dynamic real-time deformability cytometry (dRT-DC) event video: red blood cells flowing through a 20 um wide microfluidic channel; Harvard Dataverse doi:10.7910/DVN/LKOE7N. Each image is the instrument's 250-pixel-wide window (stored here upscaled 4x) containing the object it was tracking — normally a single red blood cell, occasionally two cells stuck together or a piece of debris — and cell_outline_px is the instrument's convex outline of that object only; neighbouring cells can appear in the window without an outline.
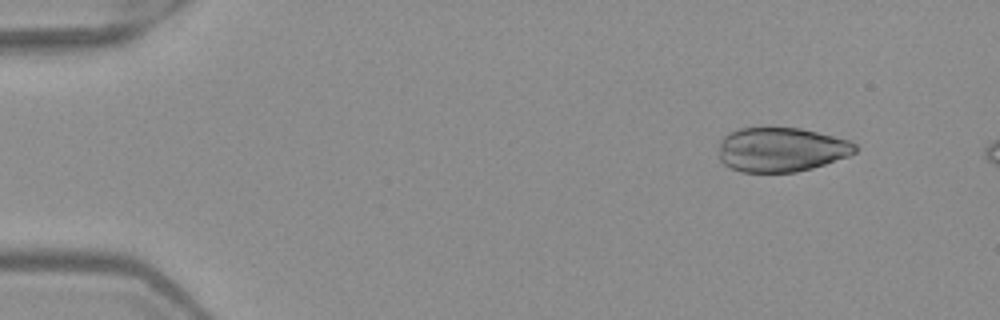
{"species": "Egyptian fruit bat (a non-hibernating species)", "species_latin": "Rousettus aegyptiacus", "temperature_condition": "warm", "stored_images_in_passage": 4, "camera_frame_rate_fps": 3000, "um_per_image_px": 0.085, "frame": {"image": 1, "passage_image": 2, "time_ms": 0.333, "image_size_px": [1000, 320], "cell_outline_px": [[856, 152], [848, 156], [812, 168], [796, 172], [740, 172], [724, 164], [720, 160], [720, 140], [728, 132], [740, 128], [800, 128], [852, 140], [856, 144]], "centroid_in_image_um": [66.41, 12.71], "position_along_channel_um": 18.6, "area_um2": 35.32}}